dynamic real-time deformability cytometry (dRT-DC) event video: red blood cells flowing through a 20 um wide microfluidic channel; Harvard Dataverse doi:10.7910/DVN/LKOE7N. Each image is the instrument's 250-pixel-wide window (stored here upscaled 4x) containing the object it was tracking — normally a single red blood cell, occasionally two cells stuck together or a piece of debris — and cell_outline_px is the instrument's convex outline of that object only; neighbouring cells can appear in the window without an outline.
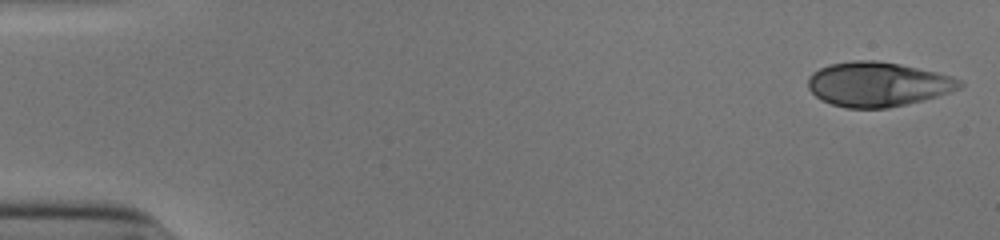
{"species": "human", "species_latin": "Homo sapiens", "temperature_condition": "cold", "stored_images_in_passage": 47, "camera_frame_rate_fps": 3000, "um_per_image_px": 0.085, "donor": {"sex": "male"}, "frame": {"image": 1, "passage_image": 1, "time_ms": 0.0, "image_size_px": [1000, 240], "cell_outline_px": [[964, 84], [960, 88], [924, 100], [888, 108], [848, 108], [832, 104], [816, 96], [808, 88], [808, 76], [812, 72], [828, 64], [852, 60], [876, 60], [900, 64], [936, 72], [952, 76], [960, 80]], "centroid_in_image_um": [74.6, 7.15], "position_along_channel_um": 10.4, "area_um2": 39.3}}
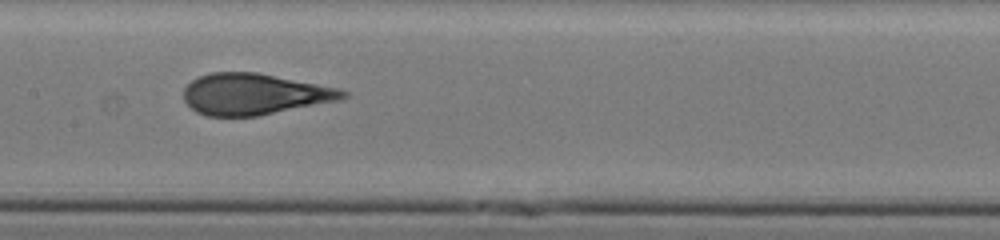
{"frame": {"image": 2, "passage_image": 26, "time_ms": 8.333, "image_size_px": [1000, 240], "cell_outline_px": [[348, 96], [340, 100], [260, 116], [208, 116], [196, 112], [184, 100], [184, 88], [192, 80], [200, 76], [212, 72], [256, 72], [336, 88], [348, 92]], "centroid_in_image_um": [21.6, 8.01], "position_along_channel_um": 185.8, "area_um2": 38.03}}
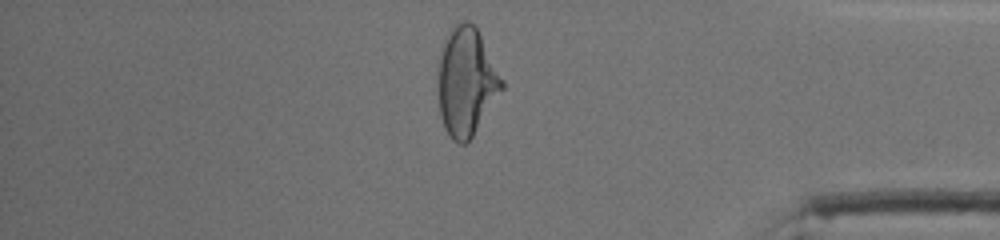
{"frame": {"image": 3, "passage_image": 44, "time_ms": 14.333, "image_size_px": [1000, 240], "cell_outline_px": [[504, 88], [472, 136], [464, 144], [460, 144], [452, 140], [444, 128], [440, 116], [440, 56], [444, 40], [448, 28], [464, 20], [468, 20], [476, 24], [504, 80]], "centroid_in_image_um": [39.67, 6.89], "position_along_channel_um": 395.5, "area_um2": 40.11}}